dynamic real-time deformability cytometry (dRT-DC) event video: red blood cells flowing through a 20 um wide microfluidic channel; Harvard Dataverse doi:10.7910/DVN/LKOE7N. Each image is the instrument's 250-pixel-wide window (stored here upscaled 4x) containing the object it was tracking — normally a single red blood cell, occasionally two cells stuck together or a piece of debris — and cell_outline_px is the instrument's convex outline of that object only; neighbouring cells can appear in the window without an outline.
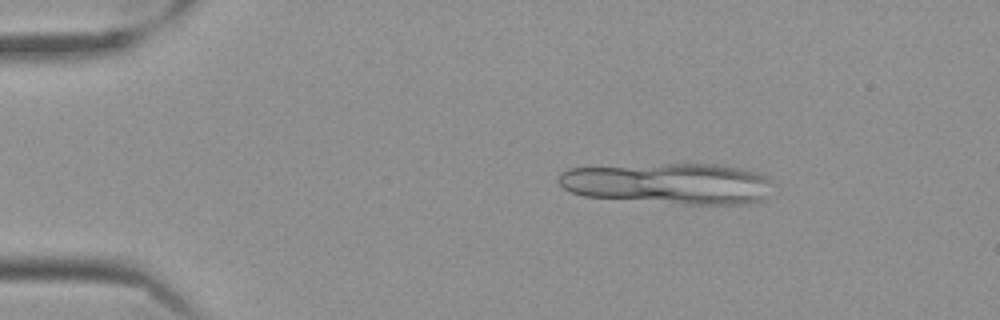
{"species": "Egyptian fruit bat (a non-hibernating species)", "species_latin": "Rousettus aegyptiacus", "temperature_condition": "cold", "stored_images_in_passage": 15, "camera_frame_rate_fps": 3000, "um_per_image_px": 0.085, "frame": {"image": 1, "passage_image": 9, "time_ms": 2.667, "image_size_px": [1000, 320], "cell_outline_px": [[772, 180], [764, 200], [744, 204], [684, 204], [584, 196], [572, 192], [564, 188], [556, 180], [560, 172], [568, 168], [664, 164], [724, 164], [764, 172]], "centroid_in_image_um": [56.91, 15.58], "position_along_channel_um": 28.1, "area_um2": 51.67}}